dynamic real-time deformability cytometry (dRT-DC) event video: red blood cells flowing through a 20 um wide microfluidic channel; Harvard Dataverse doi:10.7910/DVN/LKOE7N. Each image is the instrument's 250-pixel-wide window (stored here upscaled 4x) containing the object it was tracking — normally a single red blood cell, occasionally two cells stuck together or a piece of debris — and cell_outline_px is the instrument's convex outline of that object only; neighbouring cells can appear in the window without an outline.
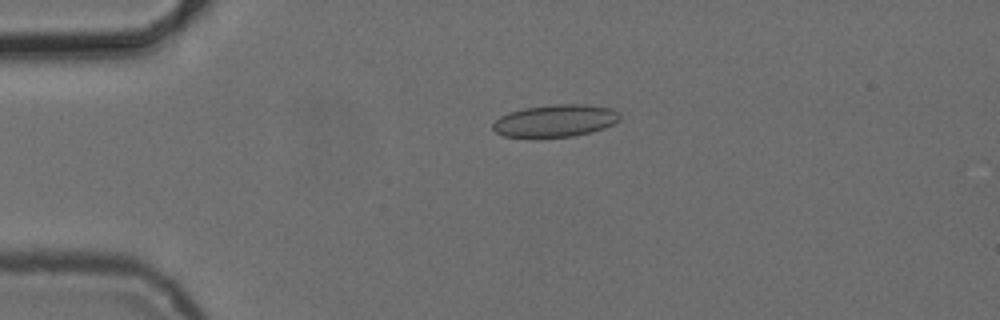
{"species": "common noctule bat (a hibernating species)", "species_latin": "Nyctalus noctula", "temperature_condition": "cold", "stored_images_in_passage": 3, "camera_frame_rate_fps": 3000, "um_per_image_px": 0.085, "animal": {"sex": "female", "body_mass_g": 24.6, "forearm_length_mm": 56.2}, "frame": {"image": 1, "passage_image": 2, "time_ms": 1.333, "image_size_px": [1000, 320], "cell_outline_px": [[620, 120], [604, 128], [592, 132], [572, 136], [532, 140], [504, 136], [496, 132], [492, 128], [492, 124], [500, 116], [508, 112], [524, 108], [556, 104], [584, 104], [612, 108], [620, 112]], "centroid_in_image_um": [47.17, 10.3], "position_along_channel_um": 37.8, "area_um2": 24.68}}